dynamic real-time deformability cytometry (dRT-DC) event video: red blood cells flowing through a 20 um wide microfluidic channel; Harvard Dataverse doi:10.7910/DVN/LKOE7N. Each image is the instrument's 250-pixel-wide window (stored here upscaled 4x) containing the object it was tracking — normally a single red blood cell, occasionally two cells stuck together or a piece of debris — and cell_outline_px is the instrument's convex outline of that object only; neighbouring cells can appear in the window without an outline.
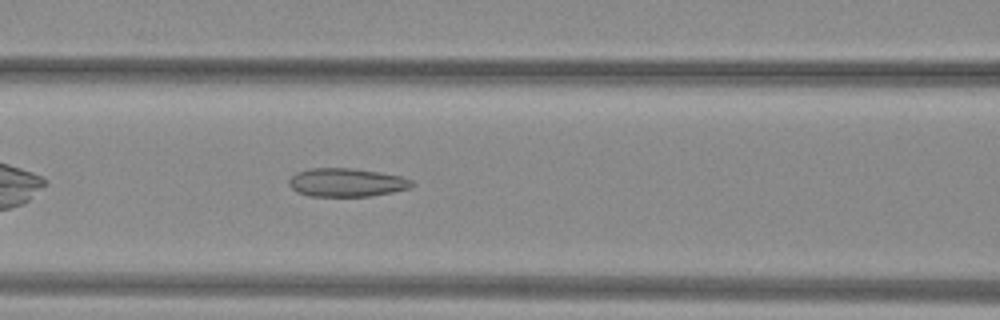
{"species": "common noctule bat (a hibernating species)", "species_latin": "Nyctalus noctula", "temperature_condition": "warm", "stored_images_in_passage": 37, "camera_frame_rate_fps": 3000, "um_per_image_px": 0.085, "animal": {"sex": "female", "body_mass_g": 29.2, "forearm_length_mm": 56.3}, "frame": {"image": 1, "passage_image": 8, "time_ms": 2.333, "image_size_px": [1000, 320], "cell_outline_px": [[416, 184], [412, 188], [392, 192], [368, 196], [312, 196], [296, 192], [288, 184], [288, 180], [296, 172], [308, 168], [352, 168], [380, 172], [400, 176], [412, 180]], "centroid_in_image_um": [29.46, 15.5], "position_along_channel_um": 137.1, "area_um2": 20.52}}
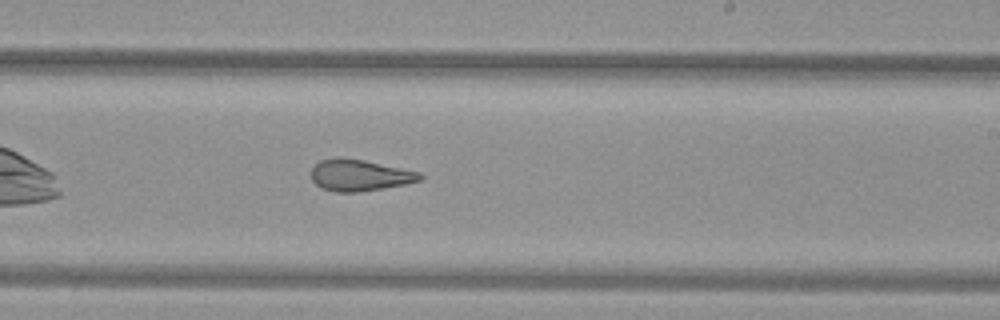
{"frame": {"image": 2, "passage_image": 17, "time_ms": 5.333, "image_size_px": [1000, 320], "cell_outline_px": [[424, 176], [420, 180], [404, 184], [384, 188], [356, 192], [336, 192], [320, 188], [312, 180], [312, 168], [320, 160], [336, 156], [340, 156], [364, 160], [420, 172]], "centroid_in_image_um": [30.54, 14.88], "position_along_channel_um": 258.5, "area_um2": 20.0}}
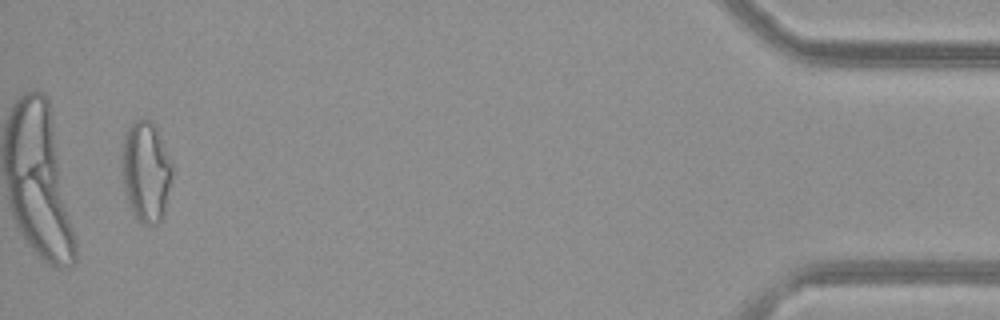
{"frame": {"image": 3, "passage_image": 35, "time_ms": 11.333, "image_size_px": [1000, 320], "cell_outline_px": [[176, 168], [164, 220], [160, 224], [144, 224], [132, 212], [124, 188], [120, 156], [124, 140], [128, 128], [136, 120], [144, 116], [156, 128]], "centroid_in_image_um": [12.47, 14.62], "position_along_channel_um": 422.7, "area_um2": 30.46}, "authors_computed_cell_mechanics": {"area_um2": 21.097, "velocity_mm_per_s": 4.0495, "shape_relaxation_time_tau1_ms": null, "shape_relaxation_time_tau2_ms": 1.9902, "deformation_change_tau1": null, "deformation_change_tau2": 0.108}}